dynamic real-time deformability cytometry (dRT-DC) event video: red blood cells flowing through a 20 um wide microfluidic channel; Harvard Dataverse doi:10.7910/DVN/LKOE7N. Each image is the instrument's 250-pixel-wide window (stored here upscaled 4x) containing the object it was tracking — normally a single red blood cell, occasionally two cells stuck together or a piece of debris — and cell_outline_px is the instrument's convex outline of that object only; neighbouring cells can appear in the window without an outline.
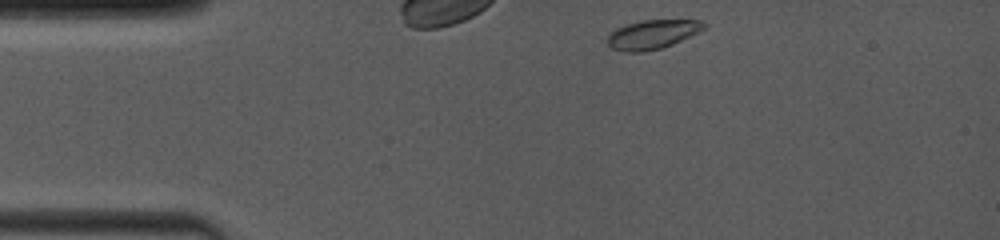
{"species": "common noctule bat (a hibernating species)", "species_latin": "Nyctalus noctula", "temperature_condition": "room temperature", "stored_images_in_passage": 31, "camera_frame_rate_fps": 4000, "um_per_image_px": 0.085, "animal": {"sex": "female", "body_mass_g": 19.0, "forearm_length_mm": 53.3}, "frame": {"image": 1, "passage_image": 1, "time_ms": 0.0, "image_size_px": [1000, 240], "cell_outline_px": [[708, 24], [700, 32], [672, 44], [660, 48], [640, 52], [624, 52], [612, 48], [608, 44], [608, 36], [616, 28], [624, 24], [640, 20], [700, 20]], "centroid_in_image_um": [55.46, 2.91], "position_along_channel_um": 29.5, "area_um2": 16.36}}
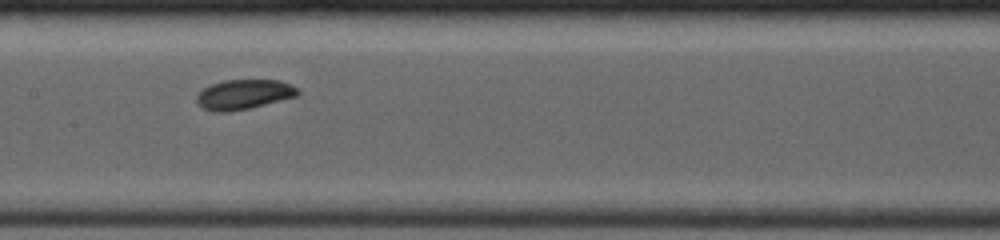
{"frame": {"image": 2, "passage_image": 13, "time_ms": 5.25, "image_size_px": [1000, 240], "cell_outline_px": [[300, 92], [296, 96], [248, 108], [228, 112], [212, 112], [204, 108], [196, 100], [196, 96], [204, 88], [212, 84], [224, 80], [280, 80], [292, 84]], "centroid_in_image_um": [20.72, 8.02], "position_along_channel_um": 186.7, "area_um2": 17.34}}
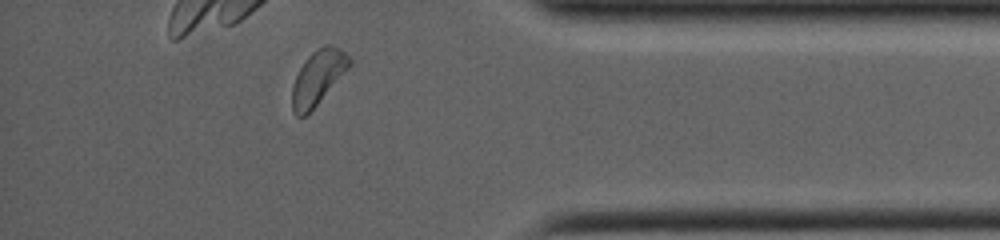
{"frame": {"image": 3, "passage_image": 28, "time_ms": 11.0, "image_size_px": [1000, 240], "cell_outline_px": [[352, 64], [316, 104], [304, 116], [296, 116], [292, 112], [292, 84], [304, 60], [316, 48], [324, 44], [332, 44], [340, 48], [352, 60]], "centroid_in_image_um": [27.01, 6.54], "position_along_channel_um": 408.2, "area_um2": 17.92}, "authors_computed_cell_mechanics": {"area_um2": 17.4556, "velocity_mm_per_s": 4.0531, "shape_relaxation_time_tau1_ms": 2.164, "shape_relaxation_time_tau2_ms": 7.9209, "deformation_change_tau1": 0.0602, "deformation_change_tau2": 0.0884}}